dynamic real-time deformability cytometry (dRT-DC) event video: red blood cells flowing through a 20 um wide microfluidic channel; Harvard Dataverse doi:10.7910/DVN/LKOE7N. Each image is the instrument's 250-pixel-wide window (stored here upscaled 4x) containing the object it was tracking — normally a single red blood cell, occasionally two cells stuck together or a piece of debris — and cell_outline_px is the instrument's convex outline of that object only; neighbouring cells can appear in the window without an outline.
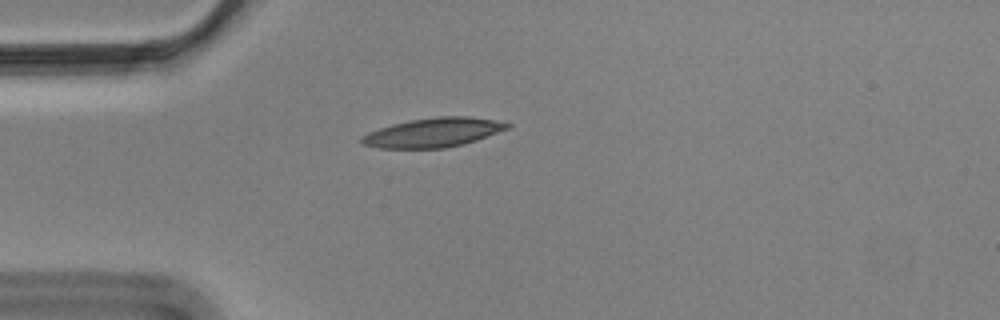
{"species": "Egyptian fruit bat (a non-hibernating species)", "species_latin": "Rousettus aegyptiacus", "temperature_condition": "cold", "stored_images_in_passage": 43, "camera_frame_rate_fps": 3000, "um_per_image_px": 0.085, "animal": {"sex": "male"}, "frame": {"image": 1, "passage_image": 1, "time_ms": 0.0, "image_size_px": [1000, 320], "cell_outline_px": [[512, 124], [508, 128], [476, 140], [464, 144], [444, 148], [380, 148], [364, 144], [360, 140], [360, 136], [368, 132], [392, 124], [412, 120], [436, 116], [468, 116], [492, 120]], "centroid_in_image_um": [36.8, 11.26], "position_along_channel_um": 48.2, "area_um2": 24.51}}
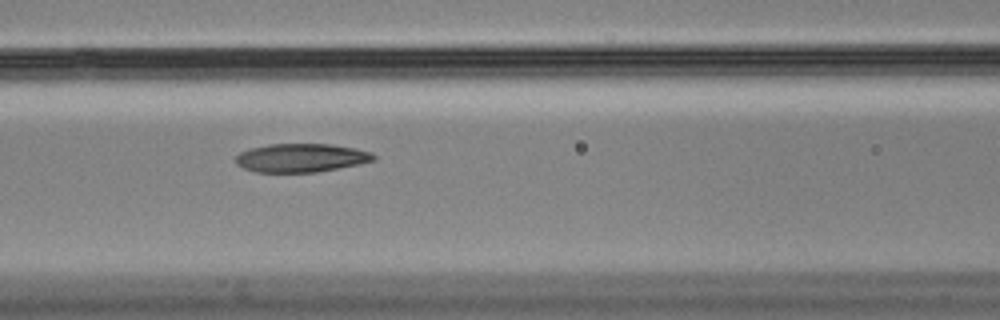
{"frame": {"image": 2, "passage_image": 10, "time_ms": 3.0, "image_size_px": [1000, 320], "cell_outline_px": [[376, 160], [360, 164], [316, 172], [256, 172], [244, 168], [236, 164], [236, 156], [240, 152], [248, 148], [268, 144], [328, 144], [356, 148], [372, 152], [376, 156]], "centroid_in_image_um": [25.6, 13.41], "position_along_channel_um": 141.0, "area_um2": 23.06}}
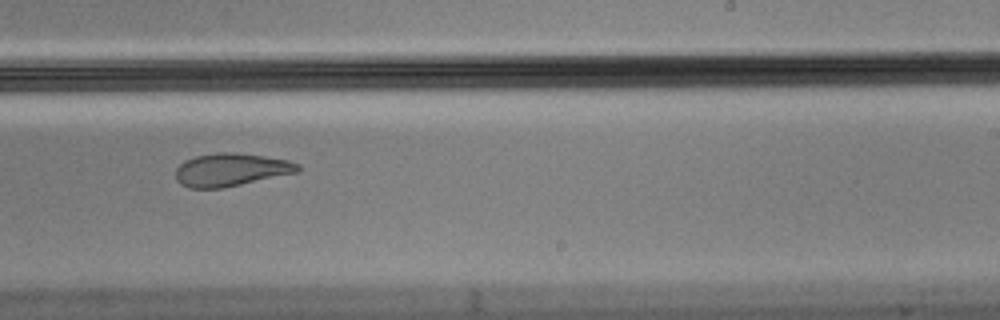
{"frame": {"image": 3, "passage_image": 21, "time_ms": 6.667, "image_size_px": [1000, 320], "cell_outline_px": [[300, 172], [220, 188], [188, 188], [180, 184], [176, 180], [176, 168], [184, 160], [196, 156], [216, 152], [232, 152], [264, 156], [288, 160], [300, 164]], "centroid_in_image_um": [19.62, 14.42], "position_along_channel_um": 269.4, "area_um2": 23.47}, "authors_computed_cell_mechanics": {"area_um2": 24.854, "velocity_mm_per_s": 3.5071, "shape_relaxation_time_tau1_ms": null, "shape_relaxation_time_tau2_ms": 3.487, "deformation_change_tau1": null, "deformation_change_tau2": 0.1004}}